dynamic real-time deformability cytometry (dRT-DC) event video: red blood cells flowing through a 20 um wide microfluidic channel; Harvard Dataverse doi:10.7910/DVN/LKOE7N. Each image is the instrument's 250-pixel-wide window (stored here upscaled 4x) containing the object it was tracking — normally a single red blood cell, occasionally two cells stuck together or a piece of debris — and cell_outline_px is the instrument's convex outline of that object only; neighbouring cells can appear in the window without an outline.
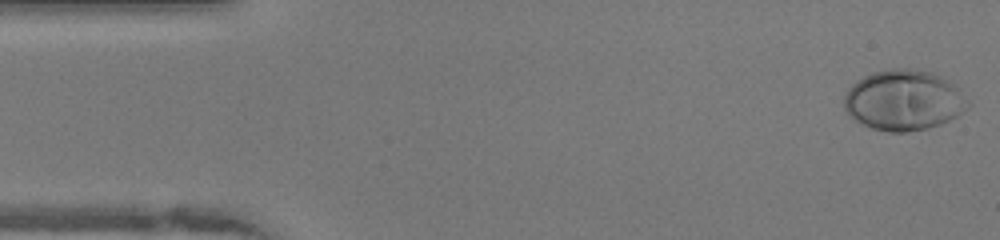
{"species": "human", "species_latin": "Homo sapiens", "temperature_condition": "warm", "stored_images_in_passage": 48, "camera_frame_rate_fps": 3000, "um_per_image_px": 0.085, "donor": {"sex": "female"}, "frame": {"image": 1, "passage_image": 1, "time_ms": 0.0, "image_size_px": [1000, 240], "cell_outline_px": [[972, 104], [968, 108], [956, 116], [940, 124], [928, 128], [908, 132], [888, 132], [872, 128], [848, 116], [844, 108], [844, 96], [848, 88], [856, 80], [872, 72], [892, 68], [908, 68], [932, 72], [948, 80]], "centroid_in_image_um": [76.79, 8.52], "position_along_channel_um": 8.2, "area_um2": 43.7}}
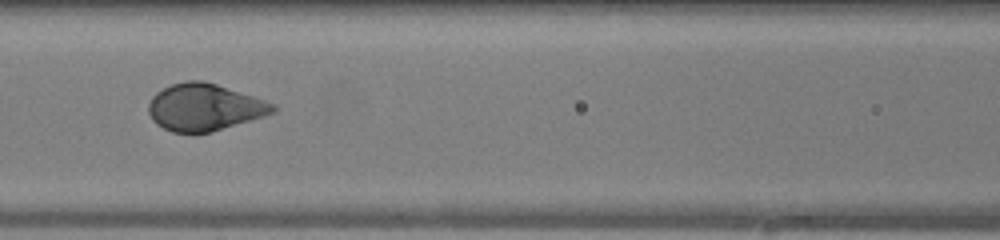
{"frame": {"image": 2, "passage_image": 20, "time_ms": 6.333, "image_size_px": [1000, 240], "cell_outline_px": [[280, 108], [276, 112], [264, 116], [212, 132], [172, 132], [156, 124], [152, 120], [148, 112], [148, 104], [152, 96], [156, 92], [172, 84], [184, 80], [204, 80], [276, 104]], "centroid_in_image_um": [17.38, 9.11], "position_along_channel_um": 149.2, "area_um2": 34.1}}
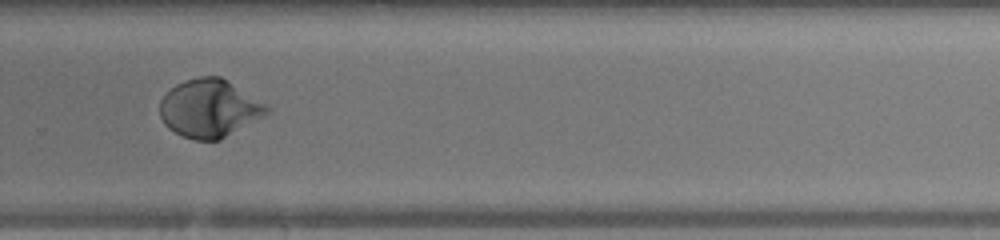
{"frame": {"image": 3, "passage_image": 32, "time_ms": 10.333, "image_size_px": [1000, 240], "cell_outline_px": [[272, 108], [264, 116], [220, 140], [196, 140], [184, 136], [168, 128], [164, 124], [160, 116], [160, 100], [176, 84], [184, 80], [200, 76], [220, 76], [228, 80], [268, 104]], "centroid_in_image_um": [17.83, 9.2], "position_along_channel_um": 312.0, "area_um2": 36.24}, "authors_computed_cell_mechanics": {"area_um2": 36.2117, "velocity_mm_per_s": 4.0859, "shape_relaxation_time_tau1_ms": 3.1563, "shape_relaxation_time_tau2_ms": null, "deformation_change_tau1": 0.2097, "deformation_change_tau2": null}}